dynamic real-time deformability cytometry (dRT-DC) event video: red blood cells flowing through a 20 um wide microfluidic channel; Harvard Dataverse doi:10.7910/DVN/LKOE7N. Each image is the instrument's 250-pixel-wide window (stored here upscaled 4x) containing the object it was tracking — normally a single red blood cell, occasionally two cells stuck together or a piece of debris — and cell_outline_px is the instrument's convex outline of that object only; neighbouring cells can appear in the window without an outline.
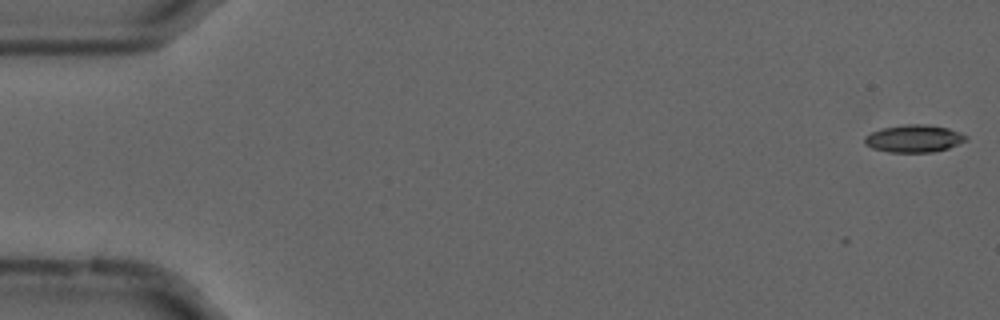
{"species": "common noctule bat (a hibernating species)", "species_latin": "Nyctalus noctula", "temperature_condition": "cold", "stored_images_in_passage": 12, "camera_frame_rate_fps": 3000, "um_per_image_px": 0.085, "animal": {"sex": "male", "forearm_length_mm": 52.5}, "frame": {"image": 1, "passage_image": 1, "time_ms": 0.0, "image_size_px": [1000, 320], "cell_outline_px": [[968, 140], [948, 148], [932, 152], [888, 152], [872, 148], [864, 144], [864, 136], [880, 128], [904, 124], [928, 124], [948, 128], [960, 132], [968, 136]], "centroid_in_image_um": [77.68, 11.77], "position_along_channel_um": 7.3, "area_um2": 16.42}}